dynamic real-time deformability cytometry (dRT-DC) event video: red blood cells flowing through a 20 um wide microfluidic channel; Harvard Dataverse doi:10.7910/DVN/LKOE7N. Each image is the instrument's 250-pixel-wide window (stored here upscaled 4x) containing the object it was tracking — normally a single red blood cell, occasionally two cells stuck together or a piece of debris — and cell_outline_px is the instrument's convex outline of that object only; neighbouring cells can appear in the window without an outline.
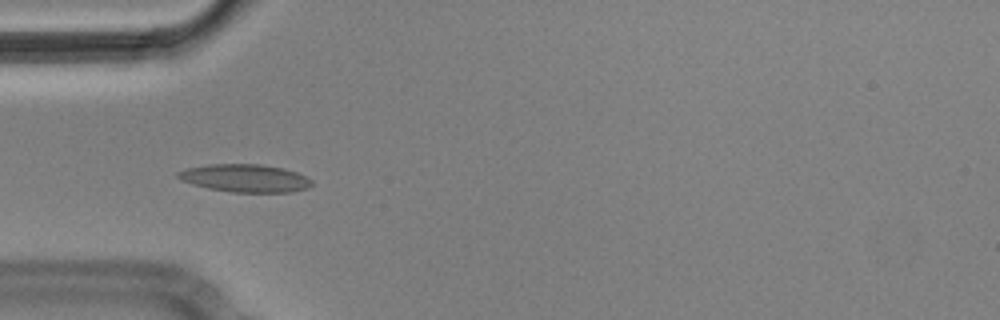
{"species": "Egyptian fruit bat (a non-hibernating species)", "species_latin": "Rousettus aegyptiacus", "temperature_condition": "cold", "stored_images_in_passage": 6, "camera_frame_rate_fps": 3000, "um_per_image_px": 0.085, "animal": {"sex": "male"}, "frame": {"image": 1, "passage_image": 5, "time_ms": 1.333, "image_size_px": [1000, 320], "cell_outline_px": [[312, 184], [308, 188], [292, 192], [232, 192], [208, 188], [192, 184], [180, 180], [176, 176], [176, 172], [184, 168], [208, 164], [260, 164], [284, 168], [296, 172], [312, 180]], "centroid_in_image_um": [20.79, 15.14], "position_along_channel_um": 64.2, "area_um2": 21.85}}